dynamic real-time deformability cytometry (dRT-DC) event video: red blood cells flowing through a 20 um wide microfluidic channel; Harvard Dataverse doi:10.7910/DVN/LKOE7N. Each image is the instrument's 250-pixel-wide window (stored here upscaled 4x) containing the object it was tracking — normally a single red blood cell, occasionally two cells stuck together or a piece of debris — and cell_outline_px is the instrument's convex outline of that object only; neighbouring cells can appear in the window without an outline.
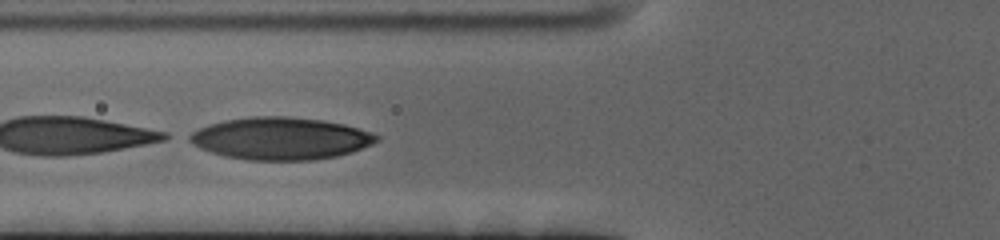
{"species": "human", "species_latin": "Homo sapiens", "temperature_condition": "cold", "stored_images_in_passage": 42, "camera_frame_rate_fps": 3000, "um_per_image_px": 0.085, "donor": {"sex": "female"}, "frame": {"image": 1, "passage_image": 10, "time_ms": 3.0, "image_size_px": [1000, 240], "cell_outline_px": [[380, 140], [372, 144], [352, 152], [336, 156], [312, 160], [248, 160], [224, 156], [200, 148], [192, 144], [184, 136], [208, 124], [224, 120], [252, 116], [288, 116], [324, 120], [344, 124], [372, 132], [380, 136]], "centroid_in_image_um": [23.84, 11.76], "position_along_channel_um": 102.0, "area_um2": 46.41}}
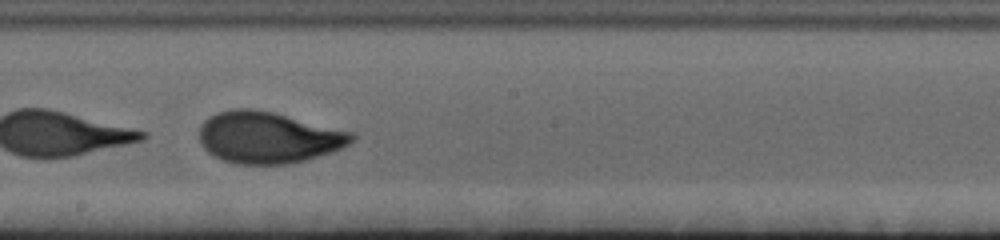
{"frame": {"image": 2, "passage_image": 21, "time_ms": 6.667, "image_size_px": [1000, 240], "cell_outline_px": [[356, 140], [332, 152], [308, 160], [292, 164], [232, 164], [220, 160], [212, 156], [200, 144], [200, 124], [204, 120], [216, 112], [232, 108], [252, 108], [272, 112], [352, 132], [356, 136]], "centroid_in_image_um": [22.76, 11.7], "position_along_channel_um": 225.4, "area_um2": 46.18}}
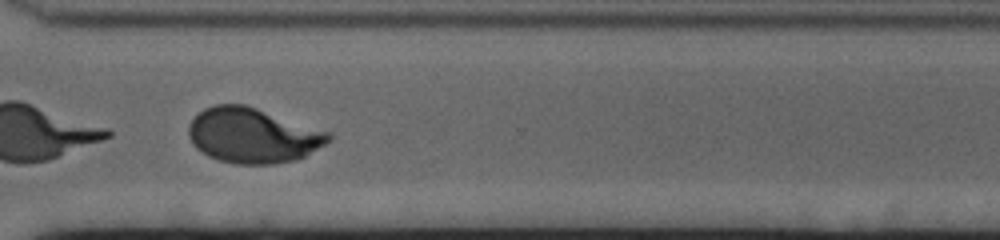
{"frame": {"image": 3, "passage_image": 32, "time_ms": 10.333, "image_size_px": [1000, 240], "cell_outline_px": [[332, 140], [304, 156], [296, 160], [272, 164], [236, 164], [220, 160], [208, 156], [196, 148], [188, 136], [188, 128], [192, 120], [204, 108], [216, 104], [244, 104], [328, 132], [332, 136]], "centroid_in_image_um": [21.46, 11.52], "position_along_channel_um": 349.1, "area_um2": 44.45}, "authors_computed_cell_mechanics": {"area_um2": 44.7372, "velocity_mm_per_s": 3.368, "shape_relaxation_time_tau1_ms": 1.6171, "shape_relaxation_time_tau2_ms": 1.0841, "deformation_change_tau1": 0.3484, "deformation_change_tau2": 0.0574}}